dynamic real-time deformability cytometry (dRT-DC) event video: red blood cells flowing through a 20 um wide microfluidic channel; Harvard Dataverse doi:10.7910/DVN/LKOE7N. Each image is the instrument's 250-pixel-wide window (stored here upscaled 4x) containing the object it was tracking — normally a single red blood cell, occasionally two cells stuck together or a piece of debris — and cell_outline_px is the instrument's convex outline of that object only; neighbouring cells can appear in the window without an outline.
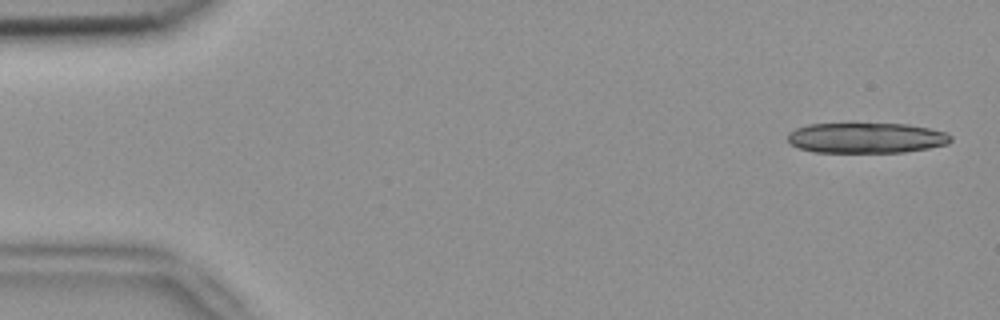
{"species": "common noctule bat (a hibernating species)", "species_latin": "Nyctalus noctula", "temperature_condition": "room temperature", "stored_images_in_passage": 5, "camera_frame_rate_fps": 3000, "um_per_image_px": 0.085, "animal": {"sex": "female", "body_mass_g": 18.4}, "frame": {"image": 1, "passage_image": 1, "time_ms": 0.0, "image_size_px": [1000, 320], "cell_outline_px": [[952, 140], [948, 144], [928, 148], [904, 152], [816, 152], [800, 148], [792, 144], [788, 140], [788, 132], [796, 128], [808, 124], [852, 120], [908, 124], [928, 128], [944, 132], [952, 136]], "centroid_in_image_um": [73.6, 11.66], "position_along_channel_um": 11.4, "area_um2": 30.17}}